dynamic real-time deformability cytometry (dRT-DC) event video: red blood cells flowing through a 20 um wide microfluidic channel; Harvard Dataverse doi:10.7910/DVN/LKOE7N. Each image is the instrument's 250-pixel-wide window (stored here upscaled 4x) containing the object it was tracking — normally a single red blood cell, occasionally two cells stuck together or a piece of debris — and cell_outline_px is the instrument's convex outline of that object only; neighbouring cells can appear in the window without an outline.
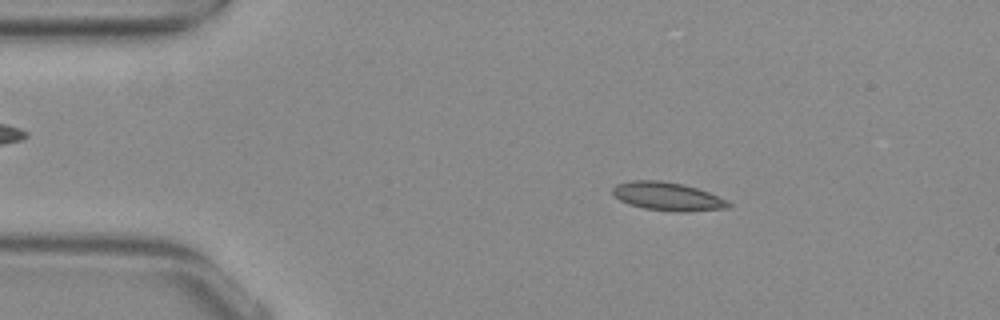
{"species": "common noctule bat (a hibernating species)", "species_latin": "Nyctalus noctula", "temperature_condition": "warm", "stored_images_in_passage": 53, "camera_frame_rate_fps": 3000, "um_per_image_px": 0.085, "animal": {"sex": "female", "body_mass_g": 29.2, "forearm_length_mm": 56.3}, "frame": {"image": 1, "passage_image": 9, "time_ms": 2.667, "image_size_px": [1000, 320], "cell_outline_px": [[732, 204], [728, 208], [688, 212], [672, 212], [644, 208], [628, 204], [612, 196], [612, 188], [616, 184], [628, 180], [660, 180], [684, 184], [708, 192], [728, 200]], "centroid_in_image_um": [56.72, 16.7], "position_along_channel_um": 28.3, "area_um2": 19.48}}
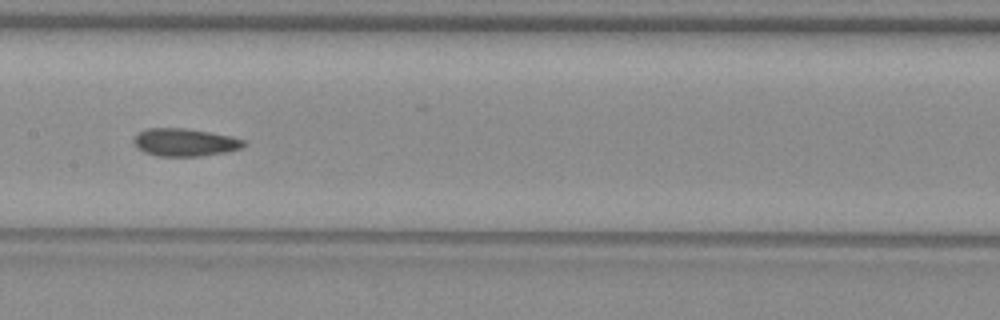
{"frame": {"image": 2, "passage_image": 26, "time_ms": 8.333, "image_size_px": [1000, 320], "cell_outline_px": [[248, 144], [240, 148], [224, 152], [200, 156], [156, 156], [144, 152], [136, 148], [132, 140], [136, 132], [148, 128], [184, 128], [232, 136], [244, 140]], "centroid_in_image_um": [15.65, 12.09], "position_along_channel_um": 191.7, "area_um2": 17.92}}
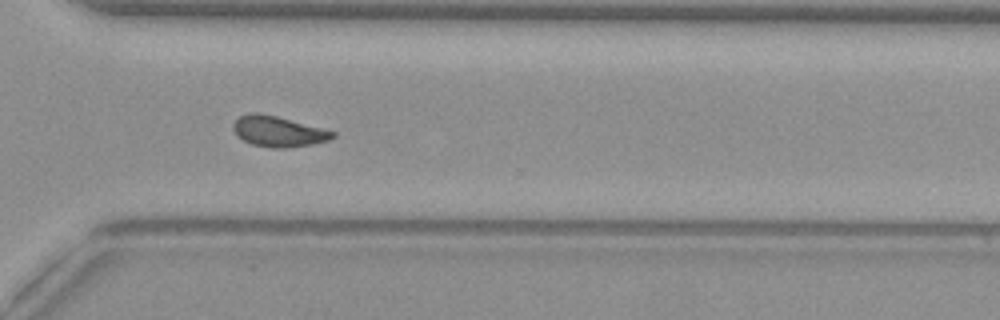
{"frame": {"image": 3, "passage_image": 38, "time_ms": 12.333, "image_size_px": [1000, 320], "cell_outline_px": [[336, 136], [328, 140], [312, 144], [288, 148], [268, 148], [252, 144], [236, 136], [232, 128], [232, 124], [240, 116], [252, 112], [256, 112], [276, 116], [324, 128], [336, 132]], "centroid_in_image_um": [23.65, 11.18], "position_along_channel_um": 347.0, "area_um2": 17.86}, "authors_computed_cell_mechanics": {"area_um2": 17.8024, "velocity_mm_per_s": 3.8904, "shape_relaxation_time_tau1_ms": null, "shape_relaxation_time_tau2_ms": 2.6231, "deformation_change_tau1": null, "deformation_change_tau2": 0.0861}}